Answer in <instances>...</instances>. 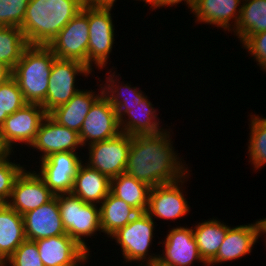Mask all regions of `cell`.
I'll return each instance as SVG.
<instances>
[{"label":"cell","mask_w":266,"mask_h":266,"mask_svg":"<svg viewBox=\"0 0 266 266\" xmlns=\"http://www.w3.org/2000/svg\"><path fill=\"white\" fill-rule=\"evenodd\" d=\"M59 204L63 227L73 240L90 253L83 238L101 233L99 205L85 203L72 193L55 195ZM83 237V238H82Z\"/></svg>","instance_id":"277c9868"},{"label":"cell","mask_w":266,"mask_h":266,"mask_svg":"<svg viewBox=\"0 0 266 266\" xmlns=\"http://www.w3.org/2000/svg\"><path fill=\"white\" fill-rule=\"evenodd\" d=\"M251 57L255 59L257 65L266 72V31L250 35L243 43Z\"/></svg>","instance_id":"d590c367"},{"label":"cell","mask_w":266,"mask_h":266,"mask_svg":"<svg viewBox=\"0 0 266 266\" xmlns=\"http://www.w3.org/2000/svg\"><path fill=\"white\" fill-rule=\"evenodd\" d=\"M258 225H259V234H260V237L264 234H266V218H263V219H259L258 221ZM265 237V245H266V235H264Z\"/></svg>","instance_id":"ab89813d"},{"label":"cell","mask_w":266,"mask_h":266,"mask_svg":"<svg viewBox=\"0 0 266 266\" xmlns=\"http://www.w3.org/2000/svg\"><path fill=\"white\" fill-rule=\"evenodd\" d=\"M8 263V264H7ZM5 266H44L35 241L26 239L5 261Z\"/></svg>","instance_id":"e575fe53"},{"label":"cell","mask_w":266,"mask_h":266,"mask_svg":"<svg viewBox=\"0 0 266 266\" xmlns=\"http://www.w3.org/2000/svg\"><path fill=\"white\" fill-rule=\"evenodd\" d=\"M172 130L132 136L124 173L150 187L173 183L189 174L171 141ZM171 137V138H170Z\"/></svg>","instance_id":"6da1fadb"},{"label":"cell","mask_w":266,"mask_h":266,"mask_svg":"<svg viewBox=\"0 0 266 266\" xmlns=\"http://www.w3.org/2000/svg\"><path fill=\"white\" fill-rule=\"evenodd\" d=\"M30 147L40 151V153L42 152L43 155L39 156L42 160L59 152L78 153L76 152L77 149L83 145L77 131L62 126L47 114Z\"/></svg>","instance_id":"2e32d148"},{"label":"cell","mask_w":266,"mask_h":266,"mask_svg":"<svg viewBox=\"0 0 266 266\" xmlns=\"http://www.w3.org/2000/svg\"><path fill=\"white\" fill-rule=\"evenodd\" d=\"M242 1L243 0H196L192 11L196 19L195 23L215 25L217 28L220 27L225 31L228 30V32H232L236 29L240 17Z\"/></svg>","instance_id":"d6986e66"},{"label":"cell","mask_w":266,"mask_h":266,"mask_svg":"<svg viewBox=\"0 0 266 266\" xmlns=\"http://www.w3.org/2000/svg\"><path fill=\"white\" fill-rule=\"evenodd\" d=\"M92 72L80 61L56 58L52 64L46 99L41 105L45 112L49 114L56 107L67 103L81 90L75 87L77 76L88 77Z\"/></svg>","instance_id":"8992f818"},{"label":"cell","mask_w":266,"mask_h":266,"mask_svg":"<svg viewBox=\"0 0 266 266\" xmlns=\"http://www.w3.org/2000/svg\"><path fill=\"white\" fill-rule=\"evenodd\" d=\"M41 168L37 173L45 185L55 194L71 193L74 178L83 160L74 152H59L40 160Z\"/></svg>","instance_id":"4fadbf2b"},{"label":"cell","mask_w":266,"mask_h":266,"mask_svg":"<svg viewBox=\"0 0 266 266\" xmlns=\"http://www.w3.org/2000/svg\"><path fill=\"white\" fill-rule=\"evenodd\" d=\"M99 209L101 231L108 238L139 214L136 209L114 196L111 192L101 202Z\"/></svg>","instance_id":"484cf974"},{"label":"cell","mask_w":266,"mask_h":266,"mask_svg":"<svg viewBox=\"0 0 266 266\" xmlns=\"http://www.w3.org/2000/svg\"><path fill=\"white\" fill-rule=\"evenodd\" d=\"M120 133L117 112L102 94L91 106L79 132L83 148L95 142L112 139Z\"/></svg>","instance_id":"8fae6325"},{"label":"cell","mask_w":266,"mask_h":266,"mask_svg":"<svg viewBox=\"0 0 266 266\" xmlns=\"http://www.w3.org/2000/svg\"><path fill=\"white\" fill-rule=\"evenodd\" d=\"M250 116V138L247 144L249 162L258 170L266 165V117H260L258 114Z\"/></svg>","instance_id":"4dcf8cb0"},{"label":"cell","mask_w":266,"mask_h":266,"mask_svg":"<svg viewBox=\"0 0 266 266\" xmlns=\"http://www.w3.org/2000/svg\"><path fill=\"white\" fill-rule=\"evenodd\" d=\"M44 266L81 265L90 259L88 253L68 234L35 241Z\"/></svg>","instance_id":"e0dca14e"},{"label":"cell","mask_w":266,"mask_h":266,"mask_svg":"<svg viewBox=\"0 0 266 266\" xmlns=\"http://www.w3.org/2000/svg\"><path fill=\"white\" fill-rule=\"evenodd\" d=\"M110 186L109 177L82 162L74 178L71 193L85 203L100 205L110 192Z\"/></svg>","instance_id":"603a6c76"},{"label":"cell","mask_w":266,"mask_h":266,"mask_svg":"<svg viewBox=\"0 0 266 266\" xmlns=\"http://www.w3.org/2000/svg\"><path fill=\"white\" fill-rule=\"evenodd\" d=\"M151 266H166V265H162V264H159L158 262H156L155 264H153Z\"/></svg>","instance_id":"7bdbcfd3"},{"label":"cell","mask_w":266,"mask_h":266,"mask_svg":"<svg viewBox=\"0 0 266 266\" xmlns=\"http://www.w3.org/2000/svg\"><path fill=\"white\" fill-rule=\"evenodd\" d=\"M12 74L13 70L9 66L0 63V85L12 78Z\"/></svg>","instance_id":"f35d334b"},{"label":"cell","mask_w":266,"mask_h":266,"mask_svg":"<svg viewBox=\"0 0 266 266\" xmlns=\"http://www.w3.org/2000/svg\"><path fill=\"white\" fill-rule=\"evenodd\" d=\"M28 46L21 28L0 26V63L13 70Z\"/></svg>","instance_id":"f546056e"},{"label":"cell","mask_w":266,"mask_h":266,"mask_svg":"<svg viewBox=\"0 0 266 266\" xmlns=\"http://www.w3.org/2000/svg\"><path fill=\"white\" fill-rule=\"evenodd\" d=\"M46 115L47 113L40 104L26 103L22 108L9 115L0 127L3 145L11 153H14L13 149L16 143L30 147Z\"/></svg>","instance_id":"9c48e42d"},{"label":"cell","mask_w":266,"mask_h":266,"mask_svg":"<svg viewBox=\"0 0 266 266\" xmlns=\"http://www.w3.org/2000/svg\"><path fill=\"white\" fill-rule=\"evenodd\" d=\"M166 239L162 242L164 249L158 256V263L166 266H191L195 262L208 264L201 257L196 244L193 228L177 226L167 232Z\"/></svg>","instance_id":"9a60e30c"},{"label":"cell","mask_w":266,"mask_h":266,"mask_svg":"<svg viewBox=\"0 0 266 266\" xmlns=\"http://www.w3.org/2000/svg\"><path fill=\"white\" fill-rule=\"evenodd\" d=\"M10 153L7 148L3 145L1 137H0V158L6 156Z\"/></svg>","instance_id":"60d3db41"},{"label":"cell","mask_w":266,"mask_h":266,"mask_svg":"<svg viewBox=\"0 0 266 266\" xmlns=\"http://www.w3.org/2000/svg\"><path fill=\"white\" fill-rule=\"evenodd\" d=\"M10 155L11 152L0 158V203L8 202L15 179L24 169L20 163L12 162Z\"/></svg>","instance_id":"d6a6232c"},{"label":"cell","mask_w":266,"mask_h":266,"mask_svg":"<svg viewBox=\"0 0 266 266\" xmlns=\"http://www.w3.org/2000/svg\"><path fill=\"white\" fill-rule=\"evenodd\" d=\"M5 263L3 262V260L0 258V266H5Z\"/></svg>","instance_id":"ee69618b"},{"label":"cell","mask_w":266,"mask_h":266,"mask_svg":"<svg viewBox=\"0 0 266 266\" xmlns=\"http://www.w3.org/2000/svg\"><path fill=\"white\" fill-rule=\"evenodd\" d=\"M26 104L21 90L12 77L0 85V127L5 119Z\"/></svg>","instance_id":"1f68e13d"},{"label":"cell","mask_w":266,"mask_h":266,"mask_svg":"<svg viewBox=\"0 0 266 266\" xmlns=\"http://www.w3.org/2000/svg\"><path fill=\"white\" fill-rule=\"evenodd\" d=\"M137 1H141V0H137ZM142 1L146 4H150L151 9H156V0H142Z\"/></svg>","instance_id":"b9f144b4"},{"label":"cell","mask_w":266,"mask_h":266,"mask_svg":"<svg viewBox=\"0 0 266 266\" xmlns=\"http://www.w3.org/2000/svg\"><path fill=\"white\" fill-rule=\"evenodd\" d=\"M57 57L48 46L29 45L13 69L26 103L45 102L52 64Z\"/></svg>","instance_id":"3957f363"},{"label":"cell","mask_w":266,"mask_h":266,"mask_svg":"<svg viewBox=\"0 0 266 266\" xmlns=\"http://www.w3.org/2000/svg\"><path fill=\"white\" fill-rule=\"evenodd\" d=\"M113 8L88 7L89 44L88 67L93 71L105 68L113 48L115 28L111 11Z\"/></svg>","instance_id":"ba28073f"},{"label":"cell","mask_w":266,"mask_h":266,"mask_svg":"<svg viewBox=\"0 0 266 266\" xmlns=\"http://www.w3.org/2000/svg\"><path fill=\"white\" fill-rule=\"evenodd\" d=\"M183 1L184 3L186 2L185 4L188 5V8H190V12L193 11L196 0H156V9L165 6L172 7L182 3Z\"/></svg>","instance_id":"8d00e7d4"},{"label":"cell","mask_w":266,"mask_h":266,"mask_svg":"<svg viewBox=\"0 0 266 266\" xmlns=\"http://www.w3.org/2000/svg\"><path fill=\"white\" fill-rule=\"evenodd\" d=\"M25 238L36 241L66 234L59 204L55 196L51 201L23 214Z\"/></svg>","instance_id":"ac0fdd59"},{"label":"cell","mask_w":266,"mask_h":266,"mask_svg":"<svg viewBox=\"0 0 266 266\" xmlns=\"http://www.w3.org/2000/svg\"><path fill=\"white\" fill-rule=\"evenodd\" d=\"M131 140V135L120 133L112 139L88 145L86 164L110 179L117 177L125 171Z\"/></svg>","instance_id":"30bf717a"},{"label":"cell","mask_w":266,"mask_h":266,"mask_svg":"<svg viewBox=\"0 0 266 266\" xmlns=\"http://www.w3.org/2000/svg\"><path fill=\"white\" fill-rule=\"evenodd\" d=\"M88 6L83 5L48 47L58 59L77 60L88 66Z\"/></svg>","instance_id":"52a82bcc"},{"label":"cell","mask_w":266,"mask_h":266,"mask_svg":"<svg viewBox=\"0 0 266 266\" xmlns=\"http://www.w3.org/2000/svg\"><path fill=\"white\" fill-rule=\"evenodd\" d=\"M24 168L15 179L7 204L20 215L51 201L55 194L45 185L36 171Z\"/></svg>","instance_id":"5bb4252c"},{"label":"cell","mask_w":266,"mask_h":266,"mask_svg":"<svg viewBox=\"0 0 266 266\" xmlns=\"http://www.w3.org/2000/svg\"><path fill=\"white\" fill-rule=\"evenodd\" d=\"M25 240L23 215L0 203V258L4 263Z\"/></svg>","instance_id":"cb8c5ba5"},{"label":"cell","mask_w":266,"mask_h":266,"mask_svg":"<svg viewBox=\"0 0 266 266\" xmlns=\"http://www.w3.org/2000/svg\"><path fill=\"white\" fill-rule=\"evenodd\" d=\"M155 223L146 212L139 213L126 226L110 236L120 246L125 262L141 261L138 266H151L158 261L159 254H148L153 243Z\"/></svg>","instance_id":"5b68a950"},{"label":"cell","mask_w":266,"mask_h":266,"mask_svg":"<svg viewBox=\"0 0 266 266\" xmlns=\"http://www.w3.org/2000/svg\"><path fill=\"white\" fill-rule=\"evenodd\" d=\"M82 7V0H30L21 26L27 43L48 46Z\"/></svg>","instance_id":"7a4b0ae2"},{"label":"cell","mask_w":266,"mask_h":266,"mask_svg":"<svg viewBox=\"0 0 266 266\" xmlns=\"http://www.w3.org/2000/svg\"><path fill=\"white\" fill-rule=\"evenodd\" d=\"M187 178H189V174L176 182L151 187L146 213L153 220L157 217V219L173 221L175 219H183L181 217L188 214L190 206L182 189Z\"/></svg>","instance_id":"7c38bea8"},{"label":"cell","mask_w":266,"mask_h":266,"mask_svg":"<svg viewBox=\"0 0 266 266\" xmlns=\"http://www.w3.org/2000/svg\"><path fill=\"white\" fill-rule=\"evenodd\" d=\"M111 70L109 69L110 72L106 73L108 77H105L106 81H103L105 86L102 84V88L103 95L109 100L115 110H128V106L140 104L147 97L139 88L131 87L129 83L125 84L123 81H119V76L115 75L116 72Z\"/></svg>","instance_id":"f1b7e54d"},{"label":"cell","mask_w":266,"mask_h":266,"mask_svg":"<svg viewBox=\"0 0 266 266\" xmlns=\"http://www.w3.org/2000/svg\"><path fill=\"white\" fill-rule=\"evenodd\" d=\"M263 31H266V0H243L234 36L242 44L250 35Z\"/></svg>","instance_id":"83f0119b"},{"label":"cell","mask_w":266,"mask_h":266,"mask_svg":"<svg viewBox=\"0 0 266 266\" xmlns=\"http://www.w3.org/2000/svg\"><path fill=\"white\" fill-rule=\"evenodd\" d=\"M151 187L127 173L111 178L110 192L139 213L147 212Z\"/></svg>","instance_id":"d4e9b609"},{"label":"cell","mask_w":266,"mask_h":266,"mask_svg":"<svg viewBox=\"0 0 266 266\" xmlns=\"http://www.w3.org/2000/svg\"><path fill=\"white\" fill-rule=\"evenodd\" d=\"M192 228L199 253L208 264L217 255L229 226L213 218L204 222L202 220V223L199 222Z\"/></svg>","instance_id":"4316f807"},{"label":"cell","mask_w":266,"mask_h":266,"mask_svg":"<svg viewBox=\"0 0 266 266\" xmlns=\"http://www.w3.org/2000/svg\"><path fill=\"white\" fill-rule=\"evenodd\" d=\"M119 118L121 133L128 135L158 134L163 128L157 117V109L149 101L148 96L134 106H128V110H116ZM127 116V117H126Z\"/></svg>","instance_id":"44dd1931"},{"label":"cell","mask_w":266,"mask_h":266,"mask_svg":"<svg viewBox=\"0 0 266 266\" xmlns=\"http://www.w3.org/2000/svg\"><path fill=\"white\" fill-rule=\"evenodd\" d=\"M100 84L98 94L91 89L78 91L67 103L56 107L49 115L64 127L75 130L78 133L91 106L103 94ZM96 93V94H95Z\"/></svg>","instance_id":"7402d4cb"},{"label":"cell","mask_w":266,"mask_h":266,"mask_svg":"<svg viewBox=\"0 0 266 266\" xmlns=\"http://www.w3.org/2000/svg\"><path fill=\"white\" fill-rule=\"evenodd\" d=\"M83 5L88 7L113 8L116 0H82Z\"/></svg>","instance_id":"74e56055"},{"label":"cell","mask_w":266,"mask_h":266,"mask_svg":"<svg viewBox=\"0 0 266 266\" xmlns=\"http://www.w3.org/2000/svg\"><path fill=\"white\" fill-rule=\"evenodd\" d=\"M259 237L257 221L253 224L229 227L217 255L208 263V266L222 264L250 254Z\"/></svg>","instance_id":"ffe728a7"},{"label":"cell","mask_w":266,"mask_h":266,"mask_svg":"<svg viewBox=\"0 0 266 266\" xmlns=\"http://www.w3.org/2000/svg\"><path fill=\"white\" fill-rule=\"evenodd\" d=\"M30 0H0V26L21 28Z\"/></svg>","instance_id":"836d02e7"}]
</instances>
